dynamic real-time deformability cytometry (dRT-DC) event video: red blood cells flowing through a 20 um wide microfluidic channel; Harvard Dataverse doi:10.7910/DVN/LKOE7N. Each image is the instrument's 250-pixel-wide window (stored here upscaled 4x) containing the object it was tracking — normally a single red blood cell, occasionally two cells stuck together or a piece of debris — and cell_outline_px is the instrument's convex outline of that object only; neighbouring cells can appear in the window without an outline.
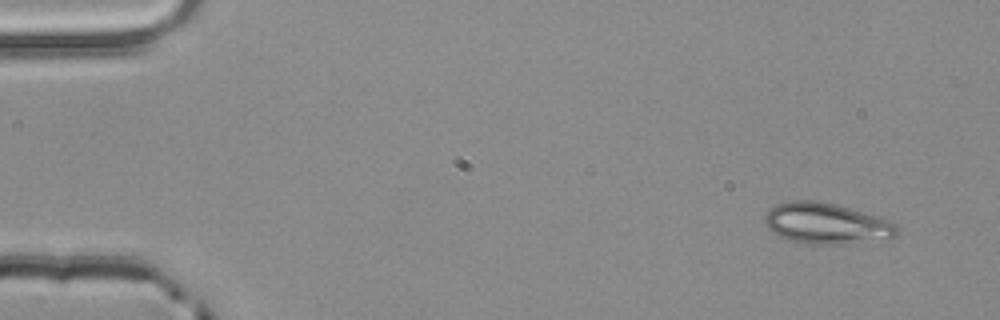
{"species": "common noctule bat (a hibernating species)", "species_latin": "Nyctalus noctula", "temperature_condition": "room temperature", "stored_images_in_passage": 5, "camera_frame_rate_fps": 3000, "um_per_image_px": 0.085, "animal": {"sex": "male", "body_mass_g": 20.4}, "frame": {"image": 1, "passage_image": 1, "time_ms": 0.0, "image_size_px": [1000, 320], "cell_outline_px": [[900, 232], [896, 236], [840, 244], [804, 244], [788, 240], [776, 236], [764, 224], [764, 216], [768, 208], [776, 204], [792, 200], [820, 200], [884, 216], [896, 224], [900, 228]], "centroid_in_image_um": [70.22, 18.97], "position_along_channel_um": 14.8, "area_um2": 32.25}}
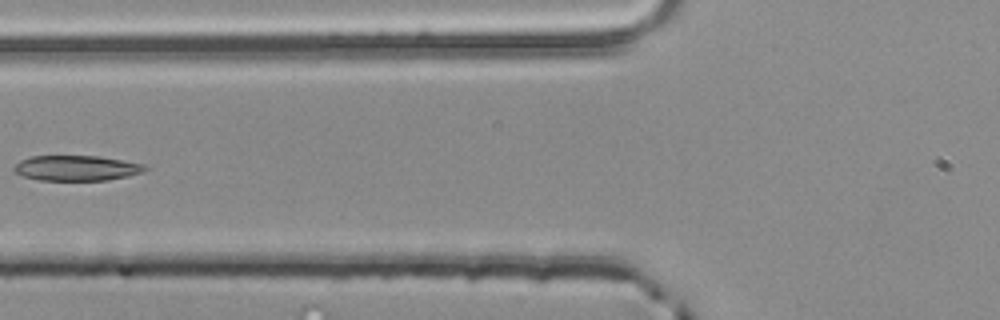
{"frame": {"image": 2, "passage_image": 5, "time_ms": 1.333, "image_size_px": [1000, 320], "cell_outline_px": [[148, 168], [144, 172], [128, 176], [108, 180], [40, 180], [24, 176], [16, 172], [12, 168], [20, 160], [28, 156], [96, 156], [144, 164]], "centroid_in_image_um": [6.5, 14.28], "position_along_channel_um": 119.3, "area_um2": 19.19}}